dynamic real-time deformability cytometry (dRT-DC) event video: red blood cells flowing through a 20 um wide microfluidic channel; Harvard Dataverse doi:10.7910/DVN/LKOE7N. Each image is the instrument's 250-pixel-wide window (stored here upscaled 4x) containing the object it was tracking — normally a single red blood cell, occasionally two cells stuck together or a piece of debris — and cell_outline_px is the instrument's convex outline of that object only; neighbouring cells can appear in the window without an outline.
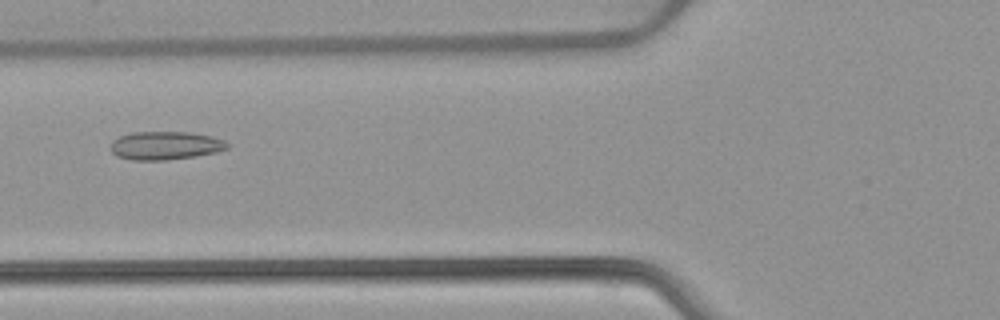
{"species": "common noctule bat (a hibernating species)", "species_latin": "Nyctalus noctula", "temperature_condition": "warm", "stored_images_in_passage": 5, "camera_frame_rate_fps": 3000, "um_per_image_px": 0.085, "animal": {"sex": "female", "body_mass_g": 22.7, "forearm_length_mm": 54.2}, "frame": {"image": 1, "passage_image": 5, "time_ms": 5.667, "image_size_px": [1000, 320], "cell_outline_px": [[228, 148], [216, 152], [196, 156], [164, 160], [132, 160], [116, 156], [108, 148], [112, 140], [120, 136], [132, 132], [188, 132], [212, 136], [224, 140], [228, 144]], "centroid_in_image_um": [14.01, 12.37], "position_along_channel_um": 111.8, "area_um2": 19.36}}